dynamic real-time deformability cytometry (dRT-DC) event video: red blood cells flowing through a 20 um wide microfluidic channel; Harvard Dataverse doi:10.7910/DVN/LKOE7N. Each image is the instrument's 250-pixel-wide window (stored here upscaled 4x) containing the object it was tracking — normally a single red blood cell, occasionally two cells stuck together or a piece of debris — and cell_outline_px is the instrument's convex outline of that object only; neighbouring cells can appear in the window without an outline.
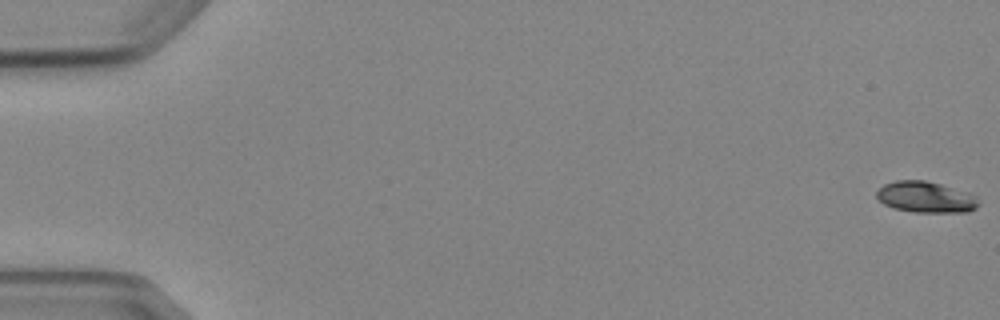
{"species": "Egyptian fruit bat (a non-hibernating species)", "species_latin": "Rousettus aegyptiacus", "temperature_condition": "cold", "stored_images_in_passage": 6, "camera_frame_rate_fps": 3000, "um_per_image_px": 0.085, "animal": {"sex": "female"}, "frame": {"image": 1, "passage_image": 1, "time_ms": 0.0, "image_size_px": [1000, 320], "cell_outline_px": [[980, 204], [976, 208], [968, 212], [912, 212], [892, 208], [884, 204], [876, 196], [876, 192], [884, 184], [896, 180], [924, 180], [940, 184], [968, 192], [976, 196]], "centroid_in_image_um": [78.69, 16.76], "position_along_channel_um": 6.3, "area_um2": 18.55}}
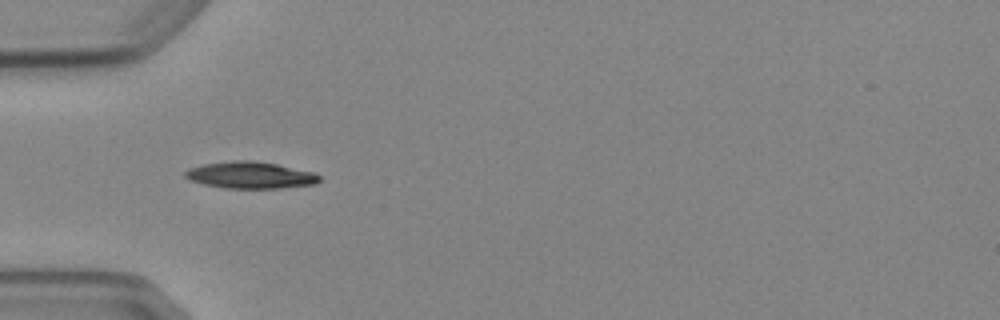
{"frame": {"image": 2, "passage_image": 5, "time_ms": 5.667, "image_size_px": [1000, 320], "cell_outline_px": [[320, 180], [316, 184], [280, 188], [224, 188], [204, 184], [192, 180], [184, 176], [184, 172], [188, 168], [204, 164], [232, 160], [252, 160], [276, 164], [312, 172], [320, 176]], "centroid_in_image_um": [21.27, 14.88], "position_along_channel_um": 63.7, "area_um2": 20.81}}
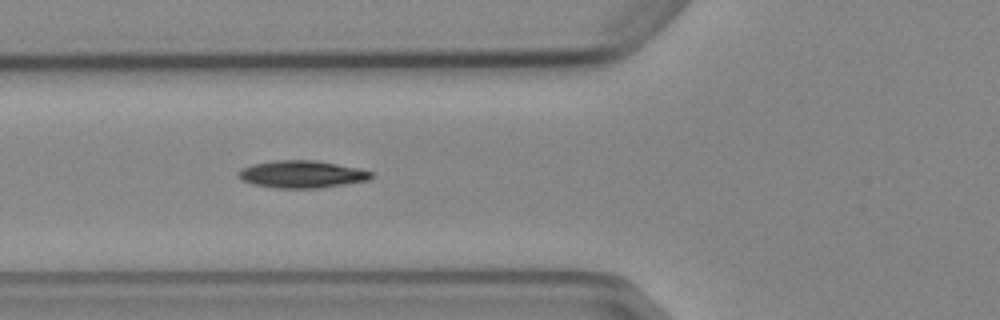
{"frame": {"image": 3, "passage_image": 6, "time_ms": 6.667, "image_size_px": [1000, 320], "cell_outline_px": [[372, 176], [368, 180], [320, 188], [276, 188], [252, 184], [240, 180], [240, 172], [244, 168], [252, 164], [272, 160], [316, 160], [360, 168], [372, 172]], "centroid_in_image_um": [25.67, 14.81], "position_along_channel_um": 100.1, "area_um2": 21.1}}